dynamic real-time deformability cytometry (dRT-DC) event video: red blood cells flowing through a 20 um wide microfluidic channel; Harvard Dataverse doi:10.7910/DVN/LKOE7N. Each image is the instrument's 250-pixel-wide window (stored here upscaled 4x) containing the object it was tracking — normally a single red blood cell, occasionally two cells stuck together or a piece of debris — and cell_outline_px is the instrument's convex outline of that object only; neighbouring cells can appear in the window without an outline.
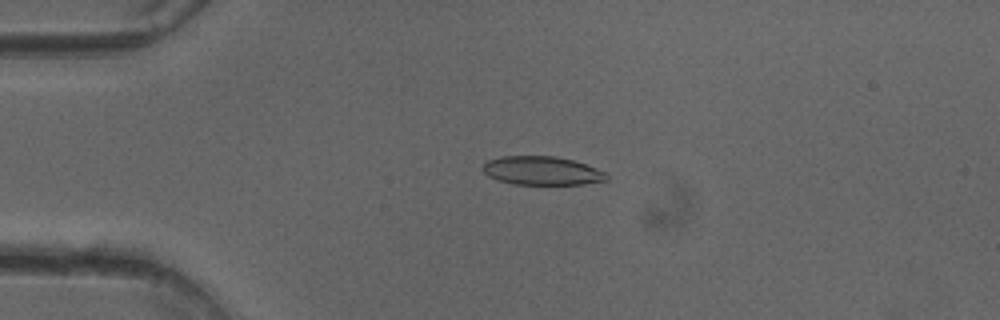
{"species": "common noctule bat (a hibernating species)", "species_latin": "Nyctalus noctula", "temperature_condition": "cold", "stored_images_in_passage": 51, "camera_frame_rate_fps": 3000, "um_per_image_px": 0.085, "animal": {"sex": "female"}, "frame": {"image": 1, "passage_image": 12, "time_ms": 3.667, "image_size_px": [1000, 320], "cell_outline_px": [[608, 180], [584, 184], [512, 184], [488, 176], [480, 168], [488, 160], [500, 156], [556, 156], [572, 160], [596, 168], [604, 172], [608, 176]], "centroid_in_image_um": [46.04, 14.51], "position_along_channel_um": 39.0, "area_um2": 20.58}}
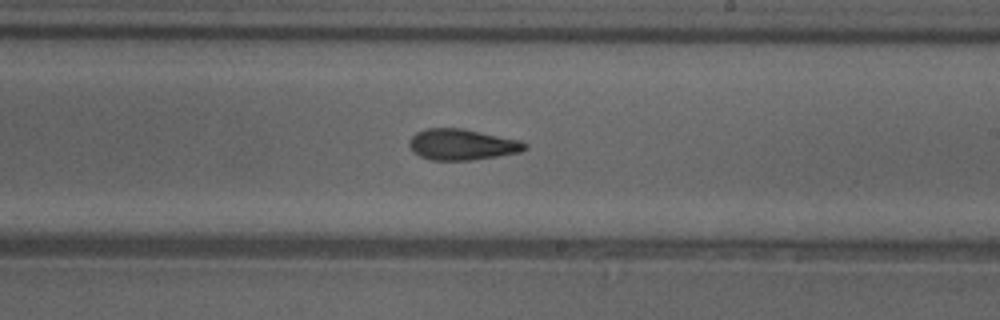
{"frame": {"image": 2, "passage_image": 30, "time_ms": 9.667, "image_size_px": [1000, 320], "cell_outline_px": [[528, 148], [520, 152], [472, 160], [432, 160], [420, 156], [408, 144], [412, 136], [416, 132], [428, 128], [460, 128], [520, 140], [528, 144]], "centroid_in_image_um": [39.29, 12.28], "position_along_channel_um": 249.7, "area_um2": 20.63}}
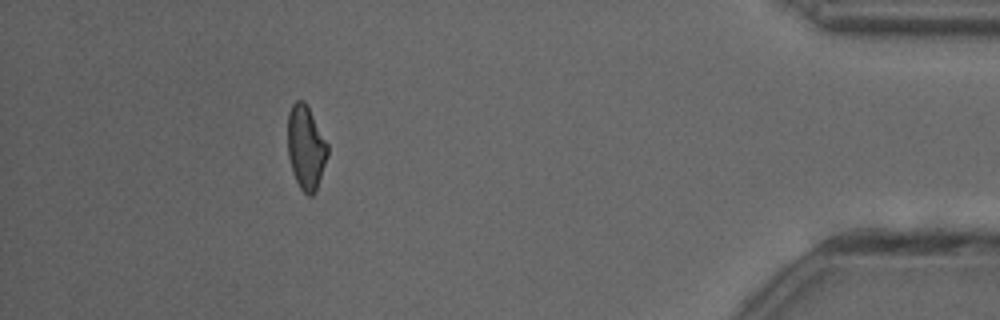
{"frame": {"image": 3, "passage_image": 46, "time_ms": 15.0, "image_size_px": [1000, 320], "cell_outline_px": [[328, 156], [316, 192], [312, 196], [308, 196], [300, 188], [292, 172], [288, 156], [288, 112], [292, 104], [296, 100], [304, 100], [328, 144]], "centroid_in_image_um": [26.0, 12.56], "position_along_channel_um": 409.2, "area_um2": 19.59}, "authors_computed_cell_mechanics": {"area_um2": 20.6924, "velocity_mm_per_s": 4.0489, "shape_relaxation_time_tau1_ms": 9.1924, "shape_relaxation_time_tau2_ms": 3.6418, "deformation_change_tau1": 0.1989, "deformation_change_tau2": 0.1259}}